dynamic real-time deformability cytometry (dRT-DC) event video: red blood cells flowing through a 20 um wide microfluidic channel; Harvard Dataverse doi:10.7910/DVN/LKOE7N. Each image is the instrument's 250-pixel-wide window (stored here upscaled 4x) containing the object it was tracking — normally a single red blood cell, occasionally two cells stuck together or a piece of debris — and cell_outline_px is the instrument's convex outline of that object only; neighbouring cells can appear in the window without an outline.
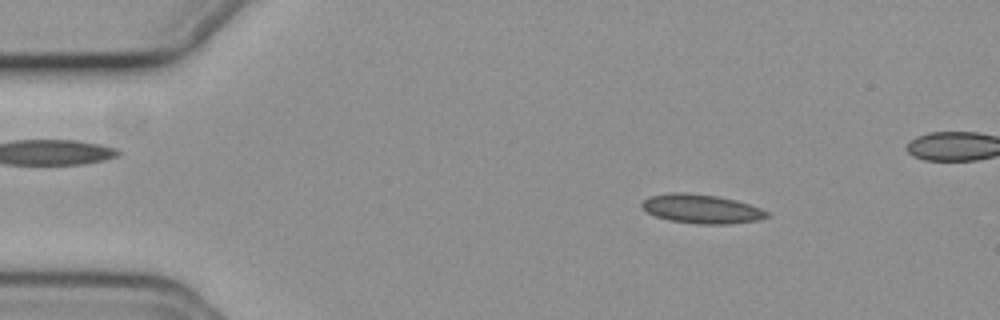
{"species": "common noctule bat (a hibernating species)", "species_latin": "Nyctalus noctula", "temperature_condition": "cold", "stored_images_in_passage": 44, "camera_frame_rate_fps": 3000, "um_per_image_px": 0.085, "animal": {"sex": "female", "body_mass_g": 19.3, "forearm_length_mm": 54.1}, "frame": {"image": 1, "passage_image": 1, "time_ms": 0.0, "image_size_px": [1000, 320], "cell_outline_px": [[772, 216], [756, 220], [728, 224], [696, 224], [668, 220], [656, 216], [648, 212], [640, 204], [648, 196], [672, 192], [684, 192], [716, 196], [736, 200], [760, 208], [768, 212]], "centroid_in_image_um": [59.62, 17.75], "position_along_channel_um": 25.4, "area_um2": 21.1}}
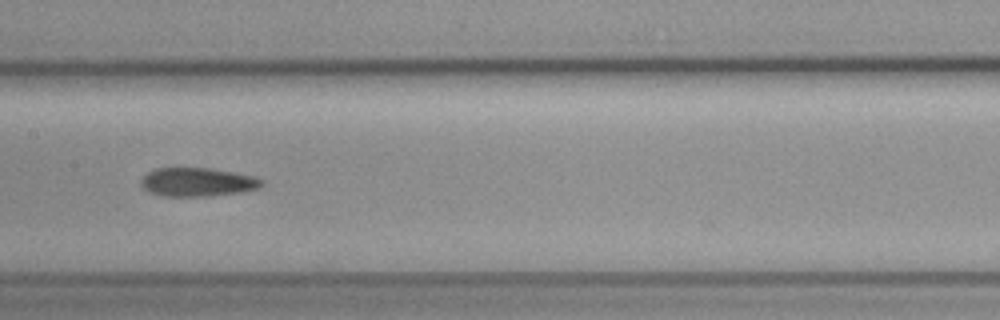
{"frame": {"image": 2, "passage_image": 20, "time_ms": 6.333, "image_size_px": [1000, 320], "cell_outline_px": [[264, 184], [256, 188], [240, 192], [208, 196], [160, 196], [148, 192], [140, 184], [140, 180], [148, 172], [156, 168], [212, 168], [252, 176], [260, 180]], "centroid_in_image_um": [16.71, 15.48], "position_along_channel_um": 190.7, "area_um2": 20.0}}
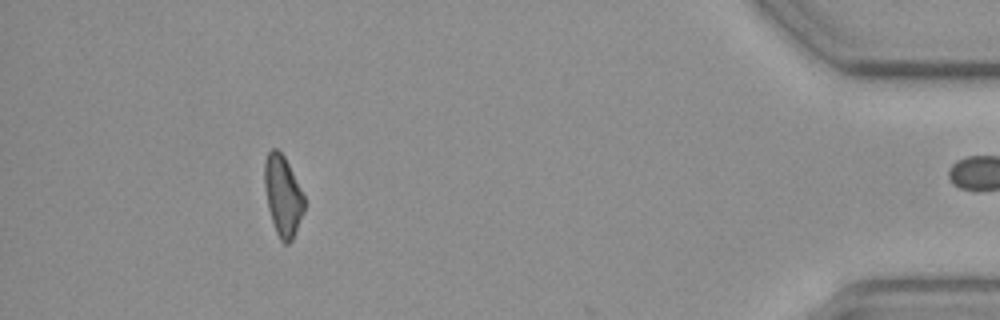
{"frame": {"image": 3, "passage_image": 43, "time_ms": 14.0, "image_size_px": [1000, 320], "cell_outline_px": [[304, 212], [292, 240], [288, 244], [284, 244], [280, 240], [276, 232], [268, 208], [264, 184], [264, 160], [268, 152], [272, 148], [276, 148], [284, 156], [304, 196]], "centroid_in_image_um": [24.03, 16.64], "position_along_channel_um": 411.2, "area_um2": 18.5}}